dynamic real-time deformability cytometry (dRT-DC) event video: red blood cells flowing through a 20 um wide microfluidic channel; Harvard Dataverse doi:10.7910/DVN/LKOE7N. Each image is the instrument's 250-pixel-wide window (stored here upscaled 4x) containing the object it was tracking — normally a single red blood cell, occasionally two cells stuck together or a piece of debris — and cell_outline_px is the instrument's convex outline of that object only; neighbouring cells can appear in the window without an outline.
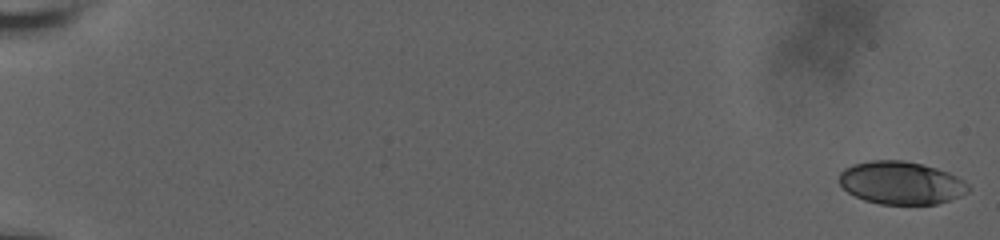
{"species": "human", "species_latin": "Homo sapiens", "temperature_condition": "room temperature", "stored_images_in_passage": 38, "camera_frame_rate_fps": 3000, "um_per_image_px": 0.085, "donor": {"sex": "male"}, "frame": {"image": 1, "passage_image": 1, "time_ms": 0.0, "image_size_px": [1000, 240], "cell_outline_px": [[972, 188], [968, 192], [960, 196], [936, 204], [880, 204], [864, 200], [848, 192], [840, 184], [840, 172], [844, 168], [852, 164], [872, 160], [904, 160], [936, 168], [948, 172], [964, 180]], "centroid_in_image_um": [76.6, 15.54], "position_along_channel_um": 8.4, "area_um2": 32.25}}
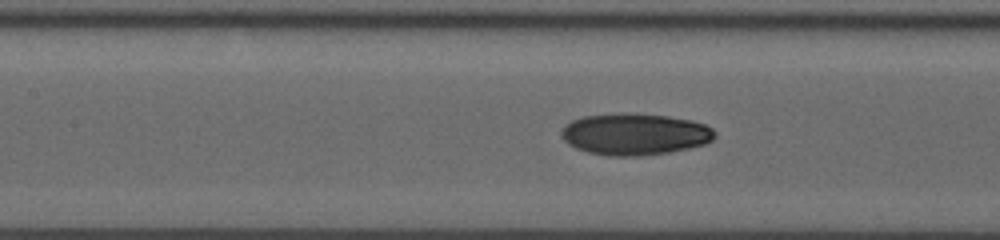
{"frame": {"image": 2, "passage_image": 20, "time_ms": 10.0, "image_size_px": [1000, 240], "cell_outline_px": [[716, 136], [712, 140], [704, 144], [688, 148], [668, 152], [640, 156], [608, 156], [588, 152], [576, 148], [568, 144], [560, 136], [560, 132], [564, 124], [572, 120], [584, 116], [620, 112], [632, 112], [668, 116], [688, 120], [704, 124], [712, 128], [716, 132]], "centroid_in_image_um": [53.92, 11.39], "position_along_channel_um": 153.5, "area_um2": 37.57}}
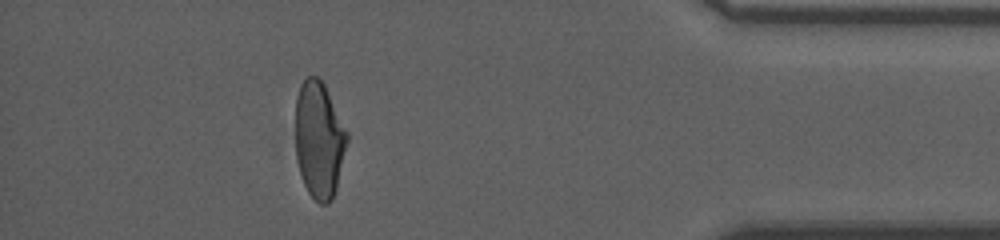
{"frame": {"image": 3, "passage_image": 35, "time_ms": 18.0, "image_size_px": [1000, 240], "cell_outline_px": [[348, 140], [336, 188], [332, 200], [328, 204], [320, 204], [308, 192], [304, 184], [300, 172], [296, 156], [296, 96], [300, 84], [308, 76], [316, 76], [324, 84], [348, 132]], "centroid_in_image_um": [27.12, 11.88], "position_along_channel_um": 408.1, "area_um2": 34.97}, "authors_computed_cell_mechanics": {"area_um2": 35.3447, "velocity_mm_per_s": 3.6578, "shape_relaxation_time_tau1_ms": null, "shape_relaxation_time_tau2_ms": 2.5309, "deformation_change_tau1": null, "deformation_change_tau2": 0.0673}}